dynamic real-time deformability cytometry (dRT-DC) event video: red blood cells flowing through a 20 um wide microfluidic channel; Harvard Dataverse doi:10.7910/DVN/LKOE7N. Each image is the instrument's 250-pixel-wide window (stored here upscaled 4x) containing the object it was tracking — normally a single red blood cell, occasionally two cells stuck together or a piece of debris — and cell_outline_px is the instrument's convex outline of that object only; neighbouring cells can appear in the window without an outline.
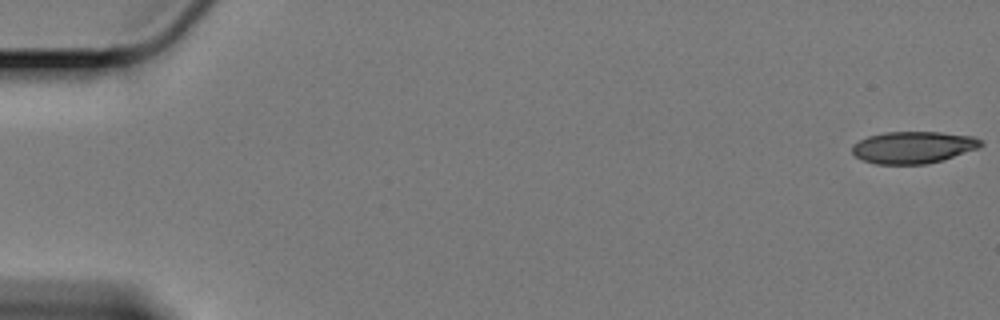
{"species": "Egyptian fruit bat (a non-hibernating species)", "species_latin": "Rousettus aegyptiacus", "temperature_condition": "cold", "stored_images_in_passage": 60, "camera_frame_rate_fps": 3000, "um_per_image_px": 0.085, "animal": {"sex": "female"}, "frame": {"image": 1, "passage_image": 1, "time_ms": 0.0, "image_size_px": [1000, 320], "cell_outline_px": [[984, 144], [980, 148], [940, 160], [924, 164], [876, 164], [864, 160], [856, 156], [852, 152], [852, 148], [860, 140], [868, 136], [884, 132], [940, 132], [972, 136], [980, 140]], "centroid_in_image_um": [77.64, 12.51], "position_along_channel_um": 7.4, "area_um2": 23.7}}
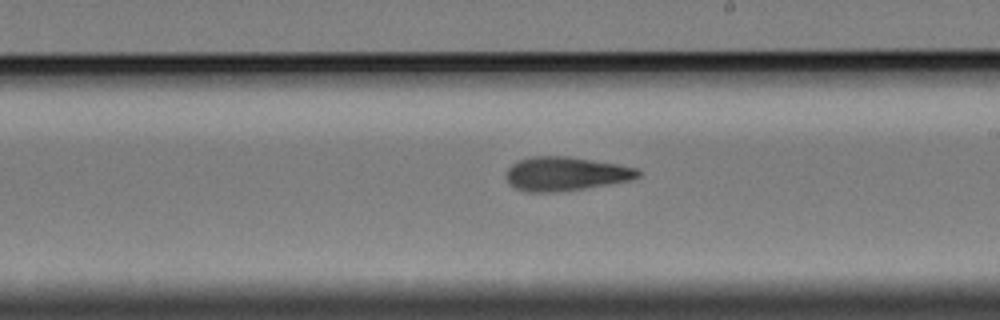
{"frame": {"image": 2, "passage_image": 35, "time_ms": 11.333, "image_size_px": [1000, 320], "cell_outline_px": [[640, 176], [632, 180], [584, 188], [552, 192], [528, 192], [516, 188], [508, 180], [508, 168], [512, 164], [520, 160], [532, 156], [568, 156], [620, 164], [636, 168], [640, 172]], "centroid_in_image_um": [48.12, 14.76], "position_along_channel_um": 240.9, "area_um2": 25.78}}
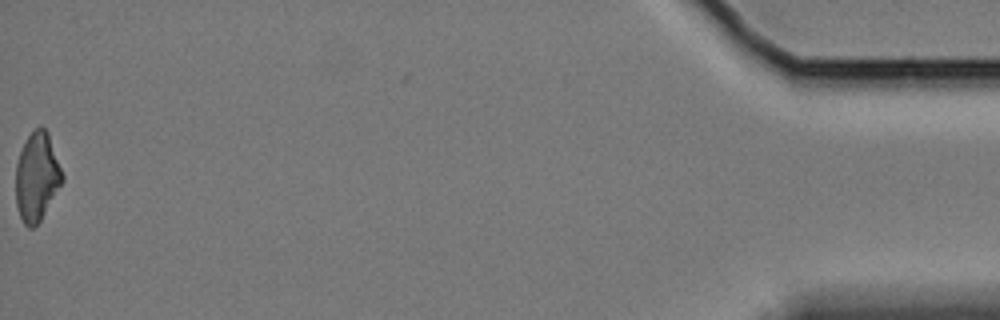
{"frame": {"image": 3, "passage_image": 60, "time_ms": 19.667, "image_size_px": [1000, 320], "cell_outline_px": [[64, 180], [40, 220], [32, 228], [28, 228], [24, 224], [20, 216], [16, 204], [16, 164], [20, 152], [28, 136], [40, 124], [48, 132], [64, 176]], "centroid_in_image_um": [3.14, 15.02], "position_along_channel_um": 432.1, "area_um2": 23.81}, "authors_computed_cell_mechanics": {"area_um2": 25.2875, "velocity_mm_per_s": 3.3825, "shape_relaxation_time_tau1_ms": null, "shape_relaxation_time_tau2_ms": 4.6362, "deformation_change_tau1": null, "deformation_change_tau2": 0.1422}}